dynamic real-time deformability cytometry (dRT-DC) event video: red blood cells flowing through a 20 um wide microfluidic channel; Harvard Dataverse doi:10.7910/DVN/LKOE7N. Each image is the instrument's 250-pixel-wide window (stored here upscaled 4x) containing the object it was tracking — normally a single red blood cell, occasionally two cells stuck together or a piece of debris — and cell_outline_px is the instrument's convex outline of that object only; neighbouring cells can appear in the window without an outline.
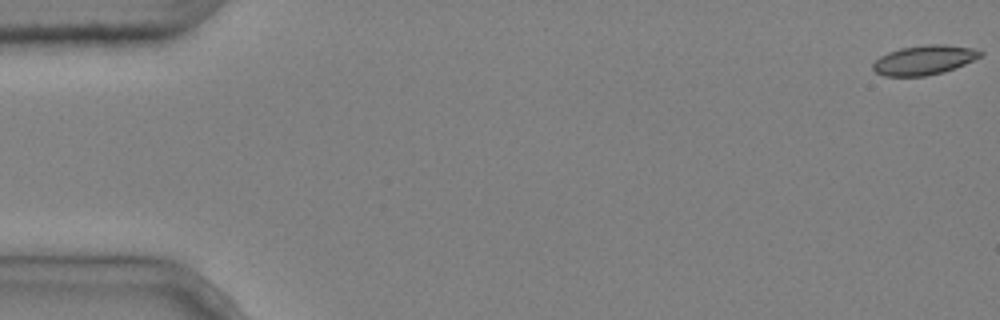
{"species": "common noctule bat (a hibernating species)", "species_latin": "Nyctalus noctula", "temperature_condition": "cold", "stored_images_in_passage": 4, "camera_frame_rate_fps": 3000, "um_per_image_px": 0.085, "animal": {"sex": "male", "body_mass_g": 20.4}, "frame": {"image": 1, "passage_image": 1, "time_ms": 0.0, "image_size_px": [1000, 320], "cell_outline_px": [[984, 56], [944, 72], [924, 76], [884, 76], [876, 72], [872, 68], [872, 64], [880, 56], [888, 52], [900, 48], [928, 44], [944, 44], [972, 48], [984, 52]], "centroid_in_image_um": [78.56, 5.1], "position_along_channel_um": 6.4, "area_um2": 18.5}}